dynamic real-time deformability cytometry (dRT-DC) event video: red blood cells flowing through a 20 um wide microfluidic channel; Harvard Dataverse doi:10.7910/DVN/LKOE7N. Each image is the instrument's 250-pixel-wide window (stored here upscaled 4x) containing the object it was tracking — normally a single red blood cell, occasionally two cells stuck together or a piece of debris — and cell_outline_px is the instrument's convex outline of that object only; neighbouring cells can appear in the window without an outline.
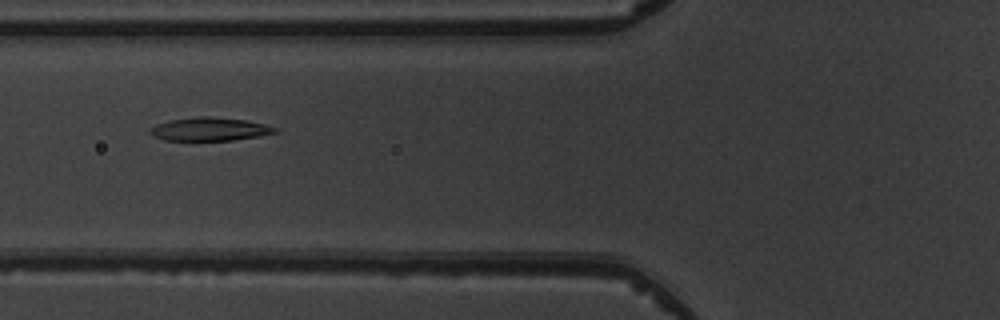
{"species": "common noctule bat (a hibernating species)", "species_latin": "Nyctalus noctula", "temperature_condition": "warm", "stored_images_in_passage": 7, "camera_frame_rate_fps": 3000, "um_per_image_px": 0.085, "animal": {"sex": "male", "body_mass_g": 19.5, "forearm_length_mm": 54.6}, "frame": {"image": 1, "passage_image": 3, "time_ms": 2.333, "image_size_px": [1000, 320], "cell_outline_px": [[280, 132], [232, 140], [164, 140], [152, 136], [148, 132], [148, 128], [156, 124], [172, 120], [200, 116], [208, 116], [244, 120], [264, 124], [276, 128]], "centroid_in_image_um": [17.77, 10.98], "position_along_channel_um": 108.0, "area_um2": 16.82}}
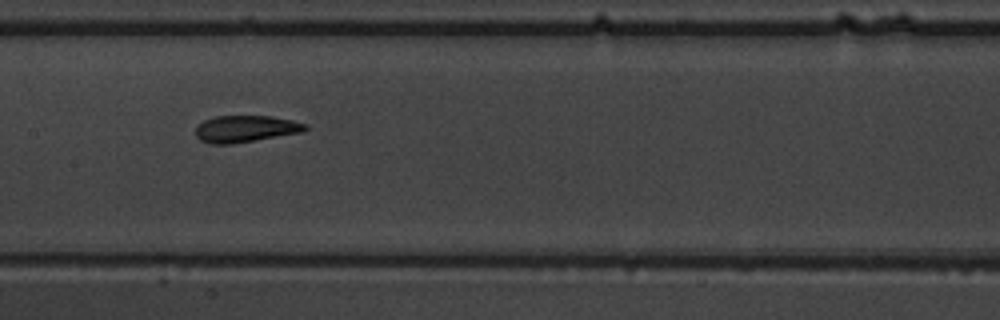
{"frame": {"image": 2, "passage_image": 5, "time_ms": 4.333, "image_size_px": [1000, 320], "cell_outline_px": [[308, 128], [304, 132], [232, 144], [212, 144], [200, 140], [196, 136], [196, 124], [204, 120], [216, 116], [272, 116], [292, 120], [308, 124]], "centroid_in_image_um": [20.88, 10.95], "position_along_channel_um": 186.5, "area_um2": 17.28}}
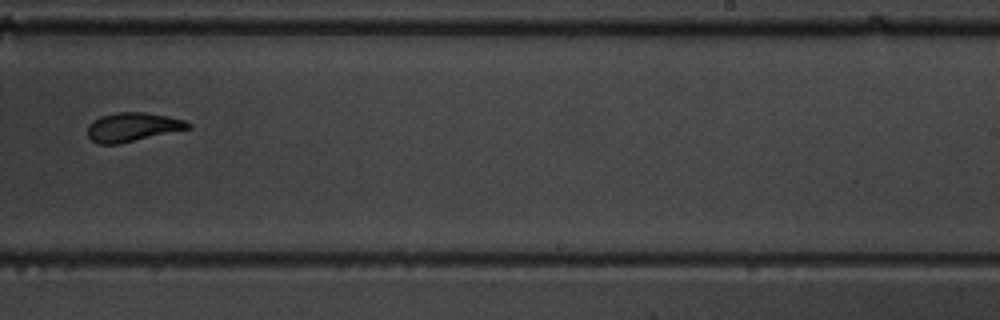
{"frame": {"image": 3, "passage_image": 7, "time_ms": 6.667, "image_size_px": [1000, 320], "cell_outline_px": [[192, 128], [120, 144], [100, 144], [92, 140], [88, 136], [88, 124], [92, 120], [100, 116], [116, 112], [144, 112], [168, 116], [184, 120], [192, 124]], "centroid_in_image_um": [11.28, 10.8], "position_along_channel_um": 277.7, "area_um2": 17.11}}